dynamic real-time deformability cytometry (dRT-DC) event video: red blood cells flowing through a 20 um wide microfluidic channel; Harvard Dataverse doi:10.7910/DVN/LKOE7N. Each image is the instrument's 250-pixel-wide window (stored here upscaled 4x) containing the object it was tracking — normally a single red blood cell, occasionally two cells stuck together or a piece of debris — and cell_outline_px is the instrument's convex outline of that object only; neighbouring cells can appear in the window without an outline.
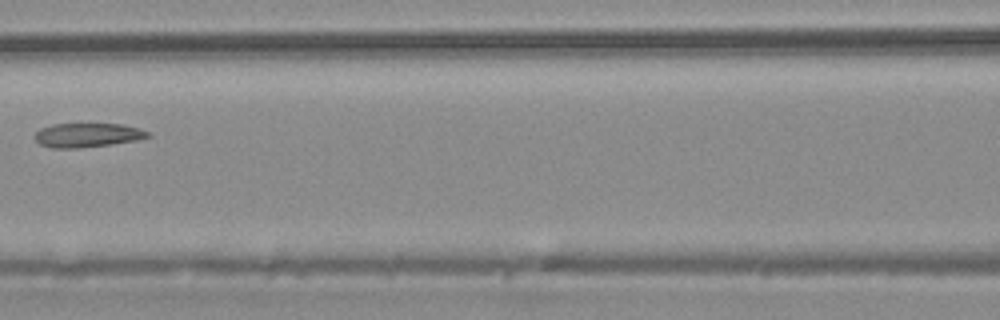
{"species": "common noctule bat (a hibernating species)", "species_latin": "Nyctalus noctula", "temperature_condition": "warm", "stored_images_in_passage": 5, "camera_frame_rate_fps": 3000, "um_per_image_px": 0.085, "animal": {"sex": "male", "body_mass_g": 20.4}, "frame": {"image": 1, "passage_image": 5, "time_ms": 1.333, "image_size_px": [1000, 320], "cell_outline_px": [[152, 136], [136, 140], [112, 144], [80, 148], [52, 148], [40, 144], [36, 140], [36, 132], [40, 128], [52, 124], [120, 124], [140, 128], [152, 132]], "centroid_in_image_um": [7.48, 11.48], "position_along_channel_um": 159.1, "area_um2": 15.95}}